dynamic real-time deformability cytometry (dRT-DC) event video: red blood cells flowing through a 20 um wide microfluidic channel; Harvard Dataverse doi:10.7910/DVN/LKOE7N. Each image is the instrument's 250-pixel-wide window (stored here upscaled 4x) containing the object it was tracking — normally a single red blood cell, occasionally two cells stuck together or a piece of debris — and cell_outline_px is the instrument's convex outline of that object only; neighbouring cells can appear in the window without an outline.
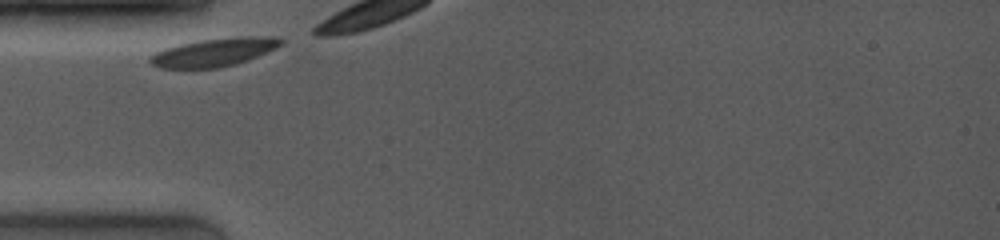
{"species": "common noctule bat (a hibernating species)", "species_latin": "Nyctalus noctula", "temperature_condition": "room temperature", "stored_images_in_passage": 12, "camera_frame_rate_fps": 4000, "um_per_image_px": 0.085, "animal": {"sex": "female", "body_mass_g": 19.0, "forearm_length_mm": 53.3}, "frame": {"image": 1, "passage_image": 1, "time_ms": 0.0, "image_size_px": [1000, 240], "cell_outline_px": [[284, 44], [276, 48], [248, 60], [236, 64], [220, 68], [160, 68], [152, 64], [148, 60], [156, 52], [164, 48], [180, 44], [200, 40], [236, 36], [272, 36], [284, 40]], "centroid_in_image_um": [18.24, 4.43], "position_along_channel_um": 66.8, "area_um2": 21.62}}